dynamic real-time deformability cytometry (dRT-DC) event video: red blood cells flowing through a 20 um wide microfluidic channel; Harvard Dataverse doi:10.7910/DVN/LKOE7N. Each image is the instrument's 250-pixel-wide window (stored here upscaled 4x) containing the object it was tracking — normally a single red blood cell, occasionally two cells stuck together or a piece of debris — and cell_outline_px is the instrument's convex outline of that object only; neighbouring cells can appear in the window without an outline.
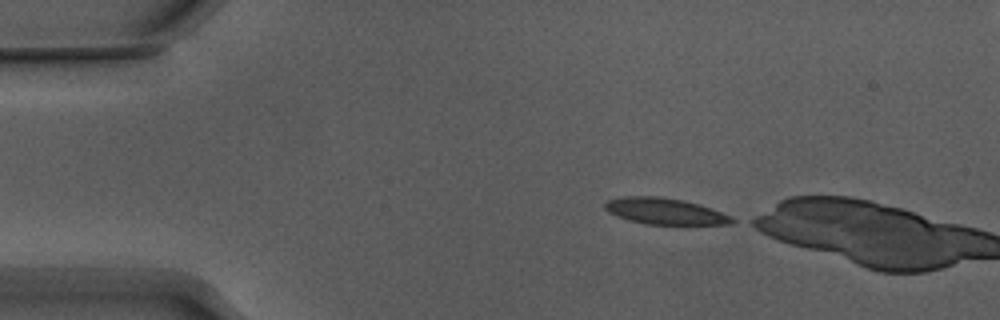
{"species": "Egyptian fruit bat (a non-hibernating species)", "species_latin": "Rousettus aegyptiacus", "temperature_condition": "warm", "stored_images_in_passage": 3, "camera_frame_rate_fps": 3000, "um_per_image_px": 0.085, "animal": {"sex": "male"}, "frame": {"image": 1, "passage_image": 1, "time_ms": 0.0, "image_size_px": [1000, 320], "cell_outline_px": [[740, 220], [732, 224], [644, 224], [628, 220], [616, 216], [608, 212], [604, 208], [604, 204], [608, 200], [620, 196], [660, 196], [680, 200], [696, 204], [732, 216]], "centroid_in_image_um": [56.49, 17.96], "position_along_channel_um": 28.5, "area_um2": 19.42}}